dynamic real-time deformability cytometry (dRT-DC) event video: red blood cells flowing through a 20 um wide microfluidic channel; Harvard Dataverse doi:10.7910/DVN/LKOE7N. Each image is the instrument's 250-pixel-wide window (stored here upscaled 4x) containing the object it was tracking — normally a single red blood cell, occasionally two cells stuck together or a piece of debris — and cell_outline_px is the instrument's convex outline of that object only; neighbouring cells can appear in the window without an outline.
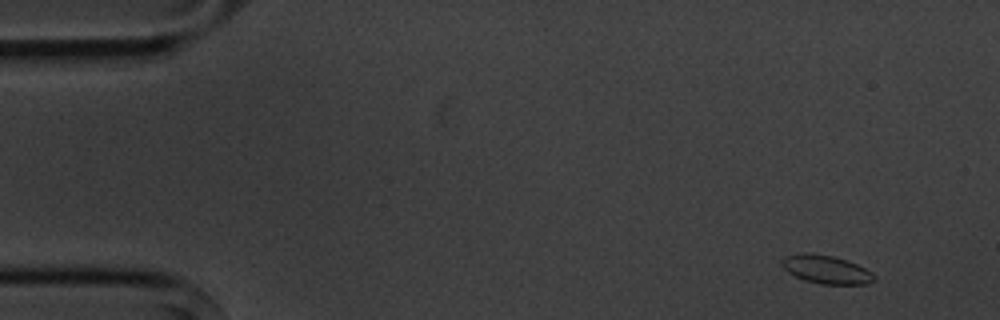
{"species": "common noctule bat (a hibernating species)", "species_latin": "Nyctalus noctula", "temperature_condition": "cold", "stored_images_in_passage": 6, "camera_frame_rate_fps": 3000, "um_per_image_px": 0.085, "animal": {"sex": "male", "body_mass_g": 20.1, "forearm_length_mm": 53.5}, "frame": {"image": 1, "passage_image": 1, "time_ms": 0.0, "image_size_px": [1000, 320], "cell_outline_px": [[876, 280], [868, 284], [820, 284], [804, 280], [788, 272], [780, 264], [780, 260], [784, 256], [804, 252], [832, 256], [856, 264], [872, 272], [876, 276]], "centroid_in_image_um": [70.21, 22.91], "position_along_channel_um": 14.8, "area_um2": 15.26}}
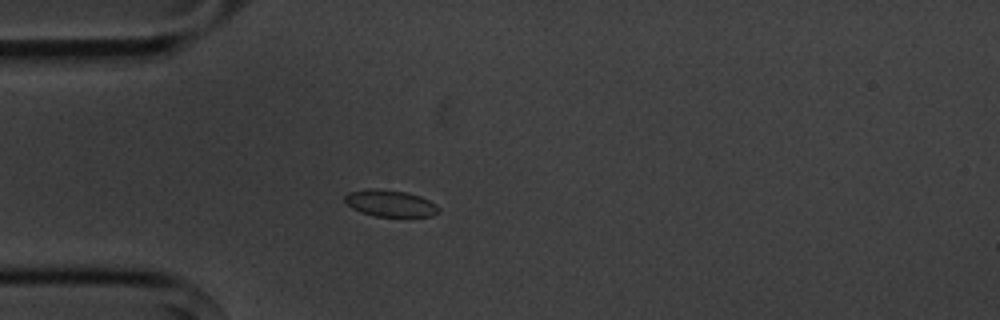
{"frame": {"image": 2, "passage_image": 4, "time_ms": 3.667, "image_size_px": [1000, 320], "cell_outline_px": [[440, 212], [432, 216], [376, 216], [360, 212], [352, 208], [344, 200], [344, 196], [348, 192], [372, 188], [376, 188], [408, 192], [420, 196], [436, 204], [440, 208]], "centroid_in_image_um": [33.18, 17.27], "position_along_channel_um": 51.8, "area_um2": 14.62}}
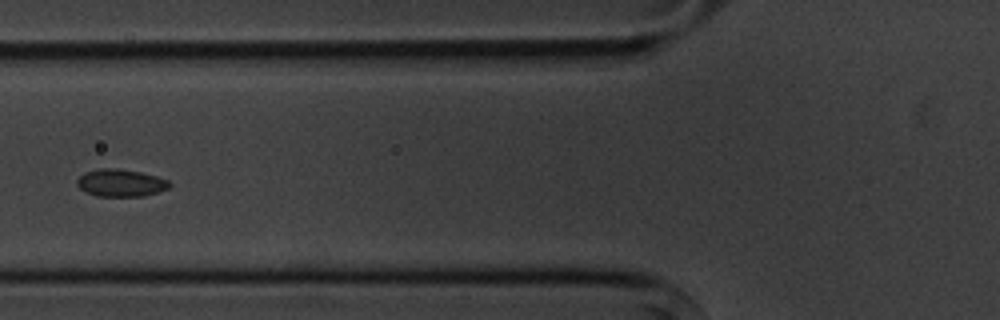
{"frame": {"image": 3, "passage_image": 6, "time_ms": 5.667, "image_size_px": [1000, 320], "cell_outline_px": [[172, 184], [168, 188], [144, 196], [96, 196], [80, 188], [76, 184], [76, 180], [84, 172], [100, 168], [116, 168], [140, 172], [156, 176], [168, 180]], "centroid_in_image_um": [10.25, 15.54], "position_along_channel_um": 115.6, "area_um2": 14.68}}